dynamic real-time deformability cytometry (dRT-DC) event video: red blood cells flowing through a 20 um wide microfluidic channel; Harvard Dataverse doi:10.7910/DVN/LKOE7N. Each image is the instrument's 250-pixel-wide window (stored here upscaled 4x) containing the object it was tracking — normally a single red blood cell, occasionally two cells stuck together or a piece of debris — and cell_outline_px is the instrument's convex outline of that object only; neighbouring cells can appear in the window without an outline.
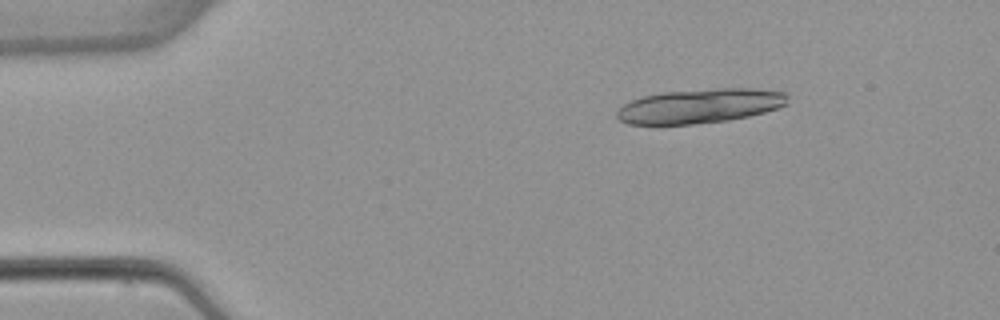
{"species": "common noctule bat (a hibernating species)", "species_latin": "Nyctalus noctula", "temperature_condition": "warm", "stored_images_in_passage": 7, "camera_frame_rate_fps": 3000, "um_per_image_px": 0.085, "animal": {"sex": "female", "body_mass_g": 22.7, "forearm_length_mm": 54.2}, "frame": {"image": 1, "passage_image": 3, "time_ms": 2.333, "image_size_px": [1000, 320], "cell_outline_px": [[788, 104], [764, 112], [748, 116], [728, 120], [692, 124], [628, 124], [620, 120], [616, 116], [616, 112], [624, 104], [632, 100], [644, 96], [664, 92], [716, 88], [756, 88], [788, 92]], "centroid_in_image_um": [59.54, 9.0], "position_along_channel_um": 25.5, "area_um2": 34.22}}
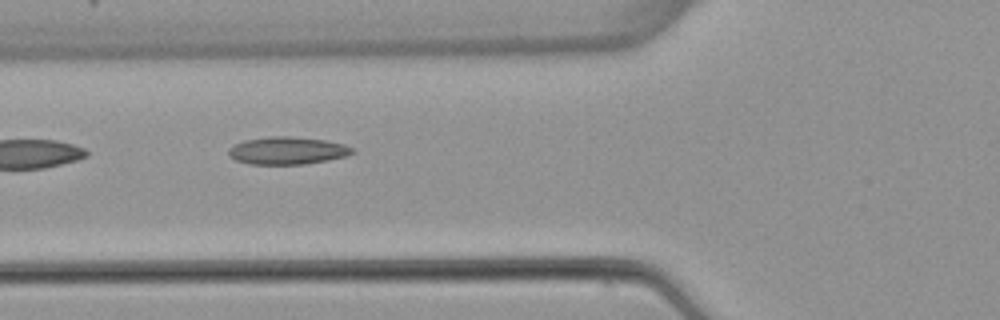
{"frame": {"image": 2, "passage_image": 6, "time_ms": 6.333, "image_size_px": [1000, 320], "cell_outline_px": [[356, 152], [348, 156], [328, 160], [304, 164], [248, 164], [236, 160], [228, 156], [228, 148], [244, 140], [268, 136], [288, 136], [324, 140], [344, 144], [352, 148]], "centroid_in_image_um": [24.42, 12.8], "position_along_channel_um": 101.4, "area_um2": 19.94}}
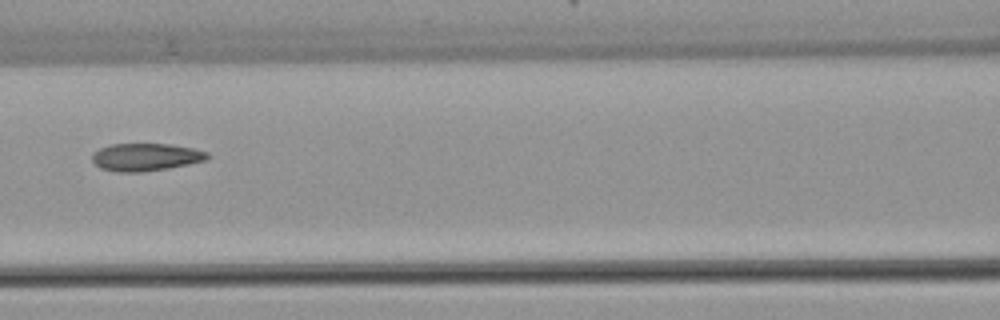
{"frame": {"image": 3, "passage_image": 7, "time_ms": 7.667, "image_size_px": [1000, 320], "cell_outline_px": [[212, 156], [208, 160], [168, 168], [140, 172], [116, 172], [100, 168], [92, 160], [92, 152], [100, 148], [112, 144], [168, 144], [192, 148], [208, 152]], "centroid_in_image_um": [12.4, 13.35], "position_along_channel_um": 154.2, "area_um2": 18.61}}